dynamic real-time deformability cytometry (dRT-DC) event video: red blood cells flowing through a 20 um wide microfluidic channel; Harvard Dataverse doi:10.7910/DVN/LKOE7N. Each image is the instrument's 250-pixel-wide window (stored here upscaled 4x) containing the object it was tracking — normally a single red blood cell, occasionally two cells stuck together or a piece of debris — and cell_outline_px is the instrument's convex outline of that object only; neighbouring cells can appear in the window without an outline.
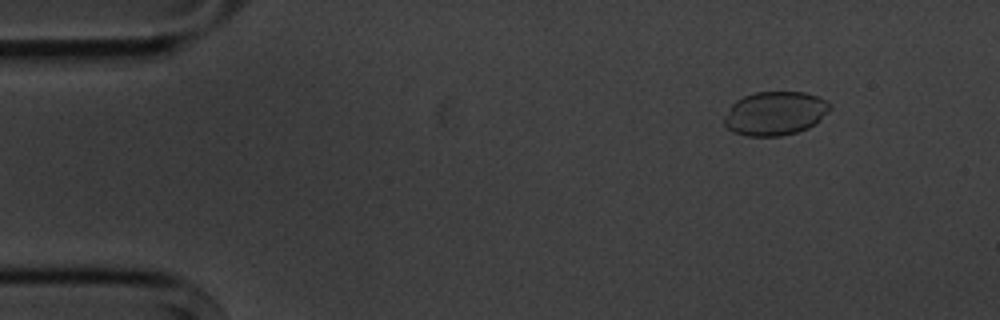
{"species": "common noctule bat (a hibernating species)", "species_latin": "Nyctalus noctula", "temperature_condition": "cold", "stored_images_in_passage": 5, "camera_frame_rate_fps": 3000, "um_per_image_px": 0.085, "animal": {"sex": "male", "body_mass_g": 20.1, "forearm_length_mm": 53.5}, "frame": {"image": 1, "passage_image": 2, "time_ms": 1.0, "image_size_px": [1000, 320], "cell_outline_px": [[832, 108], [816, 124], [808, 128], [796, 132], [780, 136], [748, 136], [732, 132], [724, 124], [724, 116], [732, 104], [736, 100], [744, 96], [756, 92], [804, 92], [816, 96], [832, 104]], "centroid_in_image_um": [65.89, 9.64], "position_along_channel_um": 19.1, "area_um2": 27.05}}